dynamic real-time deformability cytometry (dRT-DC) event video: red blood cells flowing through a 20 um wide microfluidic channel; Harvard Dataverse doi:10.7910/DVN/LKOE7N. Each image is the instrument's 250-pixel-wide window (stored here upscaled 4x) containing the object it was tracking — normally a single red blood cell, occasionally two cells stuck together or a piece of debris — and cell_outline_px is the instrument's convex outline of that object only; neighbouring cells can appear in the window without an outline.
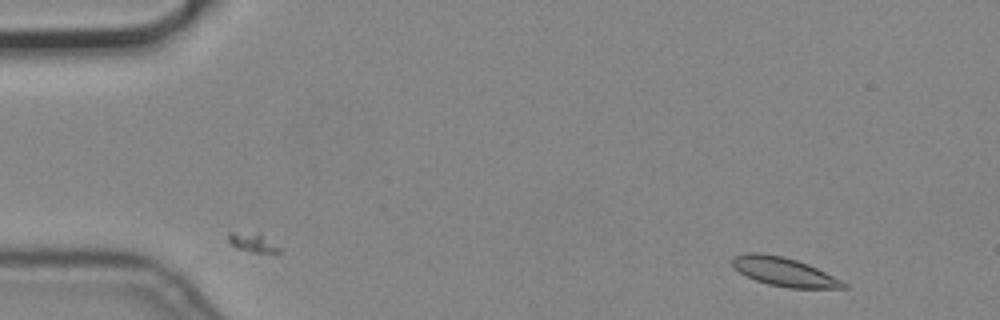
{"species": "common noctule bat (a hibernating species)", "species_latin": "Nyctalus noctula", "temperature_condition": "cold", "stored_images_in_passage": 5, "camera_frame_rate_fps": 3000, "um_per_image_px": 0.085, "animal": {"sex": "male", "body_mass_g": 19.2, "forearm_length_mm": 51.8}, "frame": {"image": 1, "passage_image": 1, "time_ms": 0.0, "image_size_px": [1000, 320], "cell_outline_px": [[848, 288], [788, 288], [768, 284], [756, 280], [740, 272], [732, 264], [732, 260], [736, 256], [748, 252], [756, 252], [784, 256], [808, 264], [848, 284]], "centroid_in_image_um": [66.66, 23.1], "position_along_channel_um": 18.3, "area_um2": 18.32}}
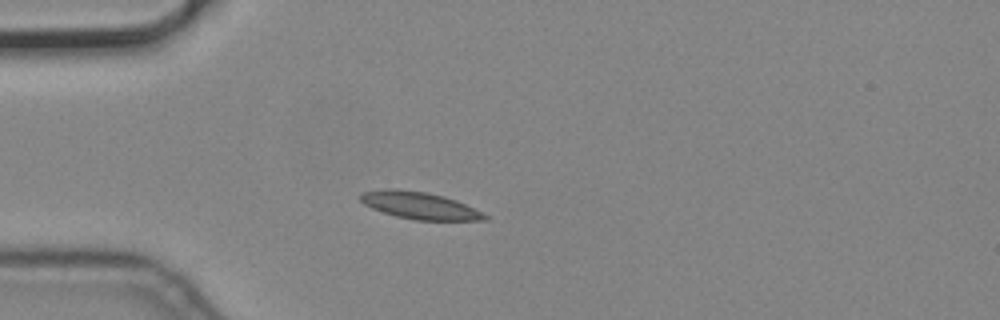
{"frame": {"image": 2, "passage_image": 3, "time_ms": 0.667, "image_size_px": [1000, 320], "cell_outline_px": [[488, 220], [416, 220], [396, 216], [372, 208], [364, 204], [360, 200], [360, 196], [364, 192], [384, 188], [396, 188], [424, 192], [444, 196], [456, 200], [484, 212], [488, 216]], "centroid_in_image_um": [35.69, 17.46], "position_along_channel_um": 49.3, "area_um2": 19.59}}
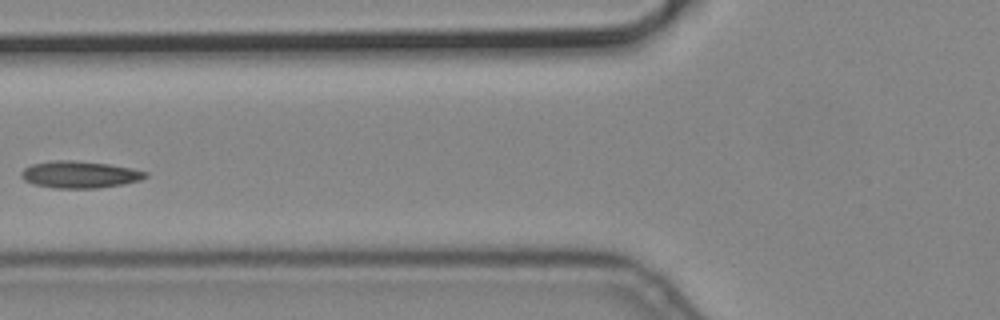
{"frame": {"image": 3, "passage_image": 5, "time_ms": 1.333, "image_size_px": [1000, 320], "cell_outline_px": [[148, 176], [140, 180], [120, 184], [96, 188], [52, 188], [32, 184], [24, 180], [20, 176], [20, 172], [24, 168], [32, 164], [52, 160], [76, 160], [108, 164], [132, 168], [148, 172]], "centroid_in_image_um": [6.73, 14.83], "position_along_channel_um": 119.1, "area_um2": 19.59}}